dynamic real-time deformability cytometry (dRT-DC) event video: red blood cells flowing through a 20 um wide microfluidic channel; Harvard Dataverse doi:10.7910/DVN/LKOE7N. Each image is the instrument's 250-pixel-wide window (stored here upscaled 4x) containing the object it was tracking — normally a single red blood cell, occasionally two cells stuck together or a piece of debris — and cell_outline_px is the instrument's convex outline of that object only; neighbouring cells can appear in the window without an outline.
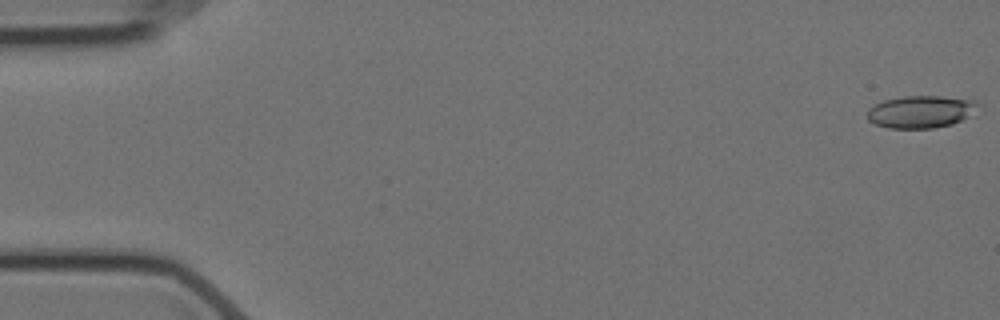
{"species": "Egyptian fruit bat (a non-hibernating species)", "species_latin": "Rousettus aegyptiacus", "temperature_condition": "cold", "stored_images_in_passage": 18, "camera_frame_rate_fps": 3000, "um_per_image_px": 0.085, "animal": {"sex": "female"}, "frame": {"image": 1, "passage_image": 1, "time_ms": 0.0, "image_size_px": [1000, 320], "cell_outline_px": [[980, 104], [964, 120], [952, 124], [932, 128], [888, 128], [876, 124], [868, 120], [868, 108], [884, 100], [904, 96], [940, 96], [976, 100]], "centroid_in_image_um": [78.28, 9.49], "position_along_channel_um": 6.7, "area_um2": 20.81}}
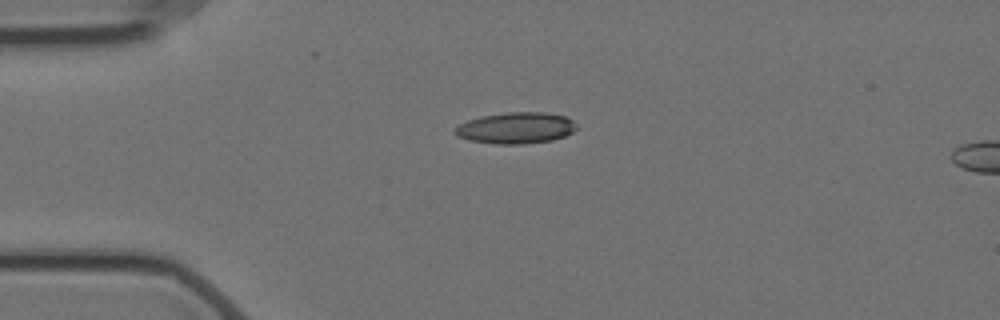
{"frame": {"image": 2, "passage_image": 14, "time_ms": 4.333, "image_size_px": [1000, 320], "cell_outline_px": [[576, 128], [572, 132], [564, 136], [552, 140], [524, 144], [496, 144], [468, 140], [456, 136], [452, 132], [460, 124], [468, 120], [480, 116], [508, 112], [544, 112], [564, 116], [572, 120]], "centroid_in_image_um": [43.81, 10.88], "position_along_channel_um": 41.2, "area_um2": 22.14}}